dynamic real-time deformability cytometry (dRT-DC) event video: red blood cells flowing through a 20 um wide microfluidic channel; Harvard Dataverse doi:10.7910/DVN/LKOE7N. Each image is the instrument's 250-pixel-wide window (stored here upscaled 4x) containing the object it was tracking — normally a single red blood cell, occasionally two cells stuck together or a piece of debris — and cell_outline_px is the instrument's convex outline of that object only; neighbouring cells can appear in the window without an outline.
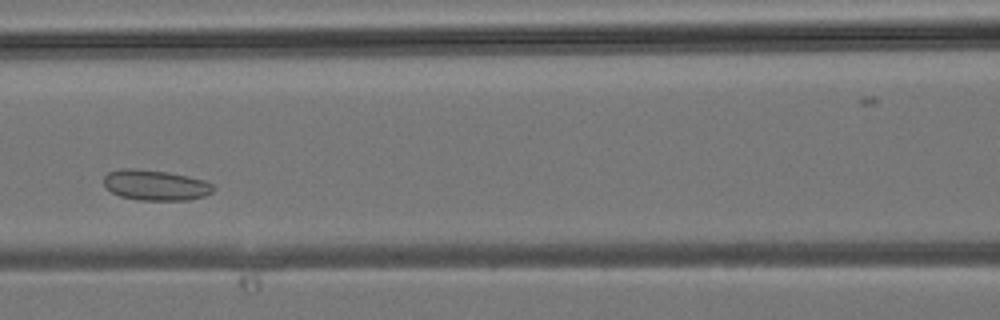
{"species": "common noctule bat (a hibernating species)", "species_latin": "Nyctalus noctula", "temperature_condition": "room temperature", "stored_images_in_passage": 25, "camera_frame_rate_fps": 3000, "um_per_image_px": 0.085, "animal": {"sex": "male", "body_mass_g": 19.2, "forearm_length_mm": 51.8}, "frame": {"image": 1, "passage_image": 10, "time_ms": 3.0, "image_size_px": [1000, 320], "cell_outline_px": [[216, 188], [212, 192], [204, 196], [188, 200], [136, 200], [120, 196], [112, 192], [104, 184], [104, 176], [108, 172], [124, 168], [132, 168], [168, 172], [188, 176], [204, 180], [212, 184]], "centroid_in_image_um": [13.23, 15.74], "position_along_channel_um": 153.4, "area_um2": 19.48}}
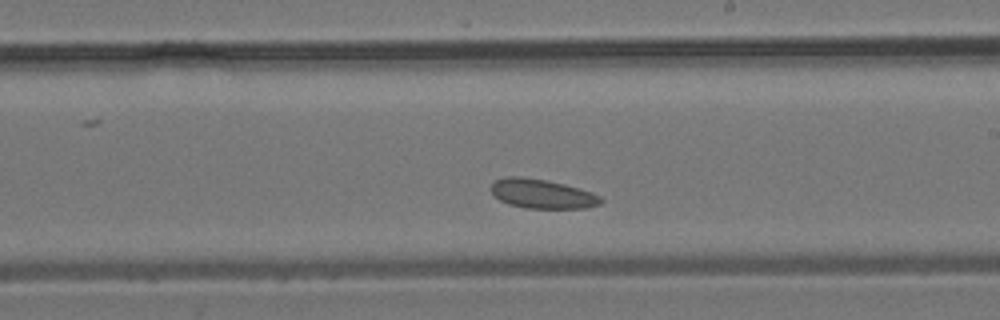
{"frame": {"image": 2, "passage_image": 15, "time_ms": 4.667, "image_size_px": [1000, 320], "cell_outline_px": [[604, 200], [600, 204], [584, 208], [524, 208], [508, 204], [500, 200], [488, 188], [496, 180], [504, 176], [520, 176], [548, 180], [580, 188], [592, 192], [600, 196]], "centroid_in_image_um": [46.07, 16.46], "position_along_channel_um": 242.9, "area_um2": 18.9}}
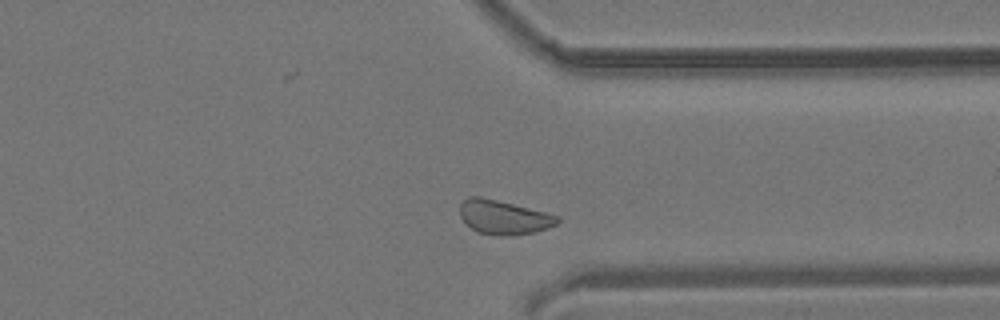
{"frame": {"image": 3, "passage_image": 22, "time_ms": 7.0, "image_size_px": [1000, 320], "cell_outline_px": [[560, 220], [556, 224], [548, 228], [532, 232], [504, 236], [500, 236], [480, 232], [472, 228], [460, 216], [460, 204], [468, 196], [480, 196], [560, 216]], "centroid_in_image_um": [42.81, 18.46], "position_along_channel_um": 368.6, "area_um2": 18.96}}